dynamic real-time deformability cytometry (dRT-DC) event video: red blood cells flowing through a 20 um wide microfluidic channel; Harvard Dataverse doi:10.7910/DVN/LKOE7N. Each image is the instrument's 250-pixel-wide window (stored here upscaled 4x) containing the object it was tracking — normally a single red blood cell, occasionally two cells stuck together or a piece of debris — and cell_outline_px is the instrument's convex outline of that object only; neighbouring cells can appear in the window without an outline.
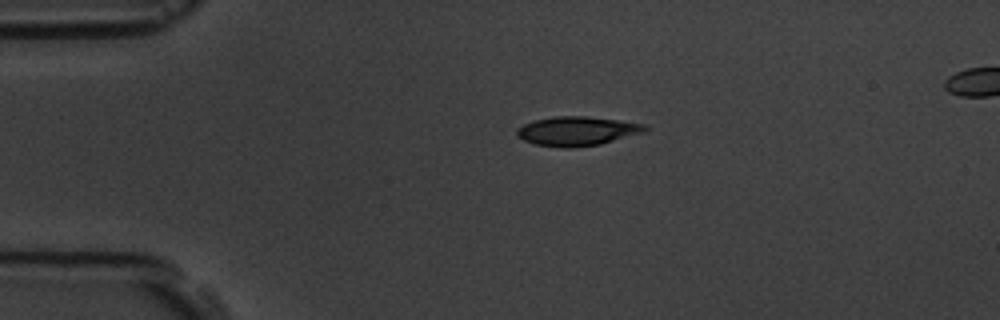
{"species": "common noctule bat (a hibernating species)", "species_latin": "Nyctalus noctula", "temperature_condition": "room temperature", "stored_images_in_passage": 3, "segment_of_instrument_passage": [1, 2], "camera_frame_rate_fps": 3000, "um_per_image_px": 0.085, "animal": {"sex": "male", "body_mass_g": 19.5, "forearm_length_mm": 54.6}, "frame": {"image": 1, "passage_image": 1, "time_ms": 0.0, "image_size_px": [1000, 320], "cell_outline_px": [[648, 128], [644, 132], [600, 144], [572, 148], [560, 148], [536, 144], [524, 140], [516, 136], [516, 128], [524, 124], [536, 120], [556, 116], [584, 116], [616, 120], [644, 124]], "centroid_in_image_um": [49.01, 11.15], "position_along_channel_um": 36.0, "area_um2": 21.62}}